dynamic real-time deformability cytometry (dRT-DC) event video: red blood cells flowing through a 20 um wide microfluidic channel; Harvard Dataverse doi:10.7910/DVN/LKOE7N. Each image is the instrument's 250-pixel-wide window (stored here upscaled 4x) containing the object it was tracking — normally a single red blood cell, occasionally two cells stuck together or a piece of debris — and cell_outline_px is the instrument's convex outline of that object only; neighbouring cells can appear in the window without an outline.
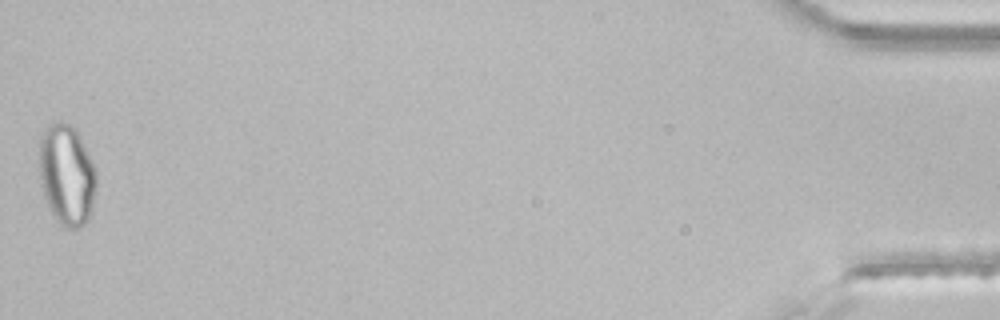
{"species": "common noctule bat (a hibernating species)", "species_latin": "Nyctalus noctula", "temperature_condition": "room temperature", "stored_images_in_passage": 43, "segment_of_instrument_passage": [2, 2], "camera_frame_rate_fps": 3000, "um_per_image_px": 0.085, "animal": {"sex": "male", "body_mass_g": 21.5, "forearm_length_mm": 52.0}, "frame": {"image": 1, "passage_image": 43, "time_ms": 14.0, "image_size_px": [1000, 320], "cell_outline_px": [[96, 192], [88, 220], [80, 228], [64, 228], [56, 220], [48, 208], [40, 184], [40, 140], [44, 128], [52, 120], [60, 120], [68, 124], [80, 136], [96, 172]], "centroid_in_image_um": [5.66, 14.88], "position_along_channel_um": 429.5, "area_um2": 33.76}}